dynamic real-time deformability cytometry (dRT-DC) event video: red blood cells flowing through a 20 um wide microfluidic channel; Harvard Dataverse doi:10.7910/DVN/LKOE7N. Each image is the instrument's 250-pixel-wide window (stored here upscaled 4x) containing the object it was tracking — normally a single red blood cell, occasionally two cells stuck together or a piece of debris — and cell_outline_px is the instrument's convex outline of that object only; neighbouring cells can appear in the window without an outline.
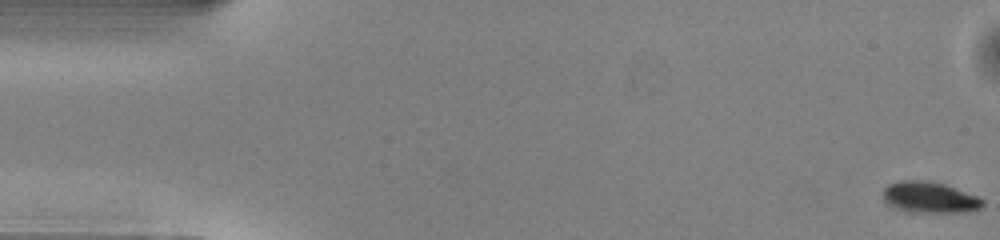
{"species": "common noctule bat (a hibernating species)", "species_latin": "Nyctalus noctula", "temperature_condition": "warm", "stored_images_in_passage": 47, "camera_frame_rate_fps": 3000, "um_per_image_px": 0.085, "animal": {"sex": "male", "body_mass_g": 13.0, "forearm_length_mm": 53.1}, "frame": {"image": 1, "passage_image": 1, "time_ms": 0.0, "image_size_px": [1000, 240], "cell_outline_px": [[984, 204], [980, 208], [968, 212], [916, 212], [896, 208], [888, 204], [884, 200], [884, 188], [888, 184], [900, 180], [924, 180], [944, 184], [980, 196], [984, 200]], "centroid_in_image_um": [79.06, 16.77], "position_along_channel_um": 5.9, "area_um2": 18.09}}
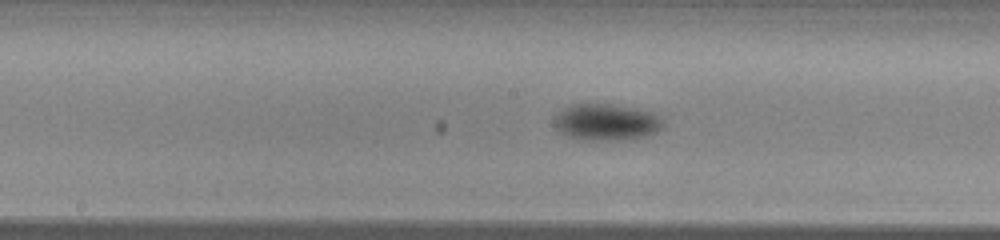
{"frame": {"image": 2, "passage_image": 26, "time_ms": 8.333, "image_size_px": [1000, 240], "cell_outline_px": [[664, 124], [656, 132], [644, 136], [620, 140], [580, 140], [568, 136], [560, 132], [556, 128], [552, 120], [556, 112], [572, 104], [612, 104], [652, 112], [660, 116], [664, 120]], "centroid_in_image_um": [51.49, 10.38], "position_along_channel_um": 196.7, "area_um2": 23.35}}
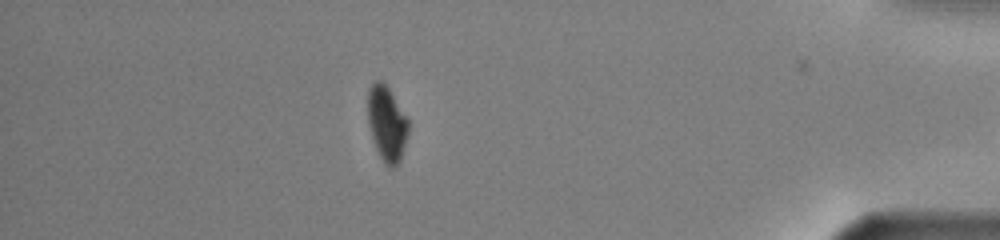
{"frame": {"image": 3, "passage_image": 45, "time_ms": 14.667, "image_size_px": [1000, 240], "cell_outline_px": [[408, 136], [400, 160], [392, 168], [384, 164], [376, 148], [368, 124], [368, 88], [376, 80], [380, 80], [388, 88], [408, 120]], "centroid_in_image_um": [32.87, 10.52], "position_along_channel_um": 402.3, "area_um2": 17.46}, "authors_computed_cell_mechanics": {"area_um2": 20.519, "velocity_mm_per_s": 4.0315, "shape_relaxation_time_tau1_ms": 1.8448, "shape_relaxation_time_tau2_ms": null, "deformation_change_tau1": 0.088, "deformation_change_tau2": null}}